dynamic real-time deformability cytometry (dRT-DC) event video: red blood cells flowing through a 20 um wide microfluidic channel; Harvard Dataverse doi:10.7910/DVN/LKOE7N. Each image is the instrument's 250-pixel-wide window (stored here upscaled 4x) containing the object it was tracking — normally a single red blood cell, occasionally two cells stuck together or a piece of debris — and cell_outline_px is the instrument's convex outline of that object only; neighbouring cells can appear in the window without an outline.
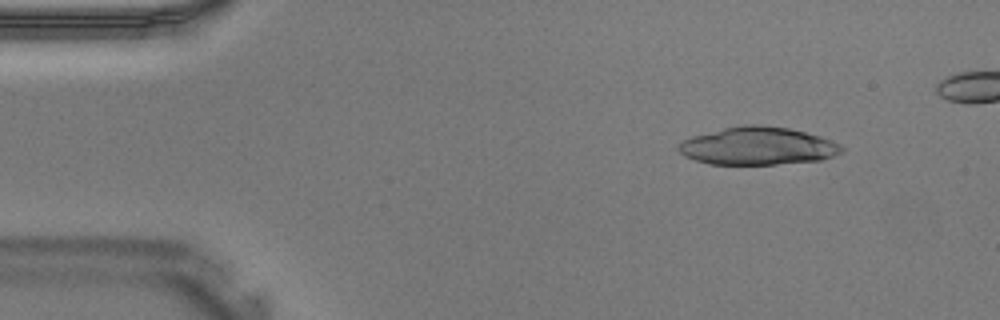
{"species": "Egyptian fruit bat (a non-hibernating species)", "species_latin": "Rousettus aegyptiacus", "temperature_condition": "warm", "stored_images_in_passage": 12, "camera_frame_rate_fps": 3000, "um_per_image_px": 0.085, "animal": {"sex": "male"}, "frame": {"image": 1, "passage_image": 4, "time_ms": 1.0, "image_size_px": [1000, 320], "cell_outline_px": [[844, 152], [820, 160], [776, 164], [712, 164], [696, 160], [684, 156], [676, 148], [684, 140], [692, 136], [724, 128], [744, 124], [760, 124], [788, 128], [820, 136], [840, 144], [844, 148]], "centroid_in_image_um": [64.42, 12.41], "position_along_channel_um": 20.6, "area_um2": 35.78}}